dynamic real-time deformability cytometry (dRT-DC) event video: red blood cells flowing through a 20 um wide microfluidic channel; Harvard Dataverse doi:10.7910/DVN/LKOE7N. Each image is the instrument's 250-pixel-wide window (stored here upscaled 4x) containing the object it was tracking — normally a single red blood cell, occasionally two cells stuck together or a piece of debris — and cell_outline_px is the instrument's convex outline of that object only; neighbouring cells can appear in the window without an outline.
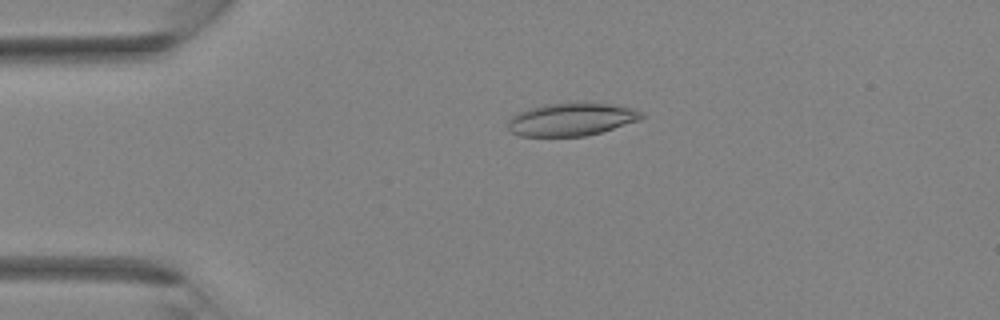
{"species": "Egyptian fruit bat (a non-hibernating species)", "species_latin": "Rousettus aegyptiacus", "temperature_condition": "room temperature", "stored_images_in_passage": 36, "camera_frame_rate_fps": 3000, "um_per_image_px": 0.085, "animal": {"sex": "female"}, "frame": {"image": 1, "passage_image": 8, "time_ms": 2.333, "image_size_px": [1000, 320], "cell_outline_px": [[644, 116], [640, 120], [600, 132], [584, 136], [520, 136], [508, 132], [508, 120], [512, 116], [520, 112], [544, 104], [588, 100], [596, 100], [632, 108], [640, 112]], "centroid_in_image_um": [48.58, 10.11], "position_along_channel_um": 36.4, "area_um2": 26.18}}
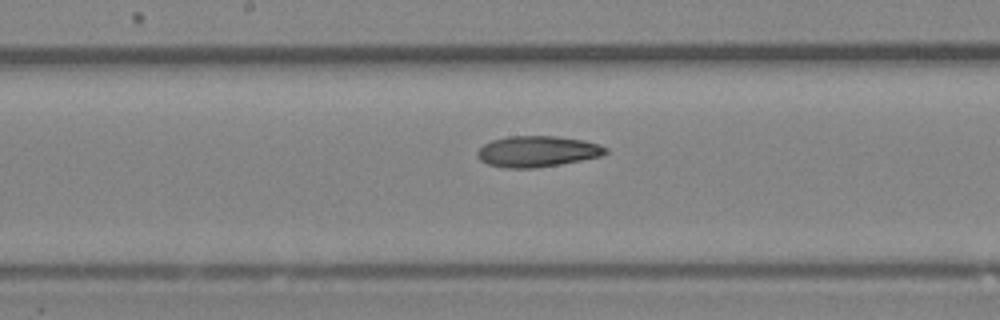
{"frame": {"image": 2, "passage_image": 19, "time_ms": 6.0, "image_size_px": [1000, 320], "cell_outline_px": [[608, 152], [600, 156], [560, 164], [532, 168], [504, 168], [488, 164], [480, 160], [476, 156], [476, 152], [484, 144], [492, 140], [508, 136], [556, 136], [584, 140], [600, 144], [608, 148]], "centroid_in_image_um": [45.66, 12.86], "position_along_channel_um": 202.5, "area_um2": 23.18}}
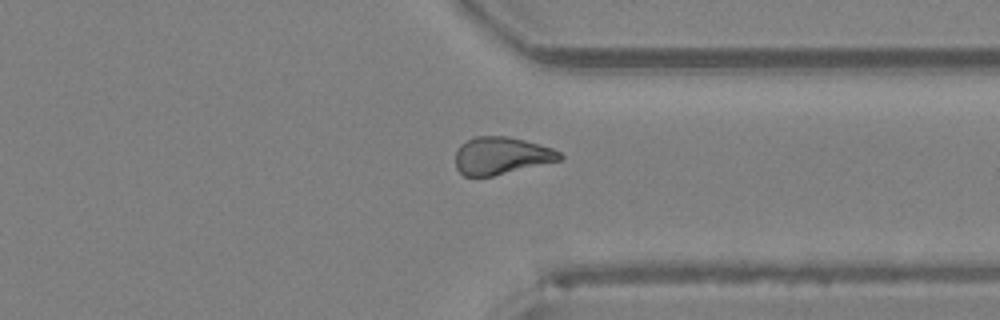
{"frame": {"image": 3, "passage_image": 28, "time_ms": 9.0, "image_size_px": [1000, 320], "cell_outline_px": [[564, 160], [492, 176], [464, 176], [456, 168], [456, 152], [460, 144], [476, 136], [508, 136], [524, 140], [552, 148], [560, 152], [564, 156]], "centroid_in_image_um": [42.64, 13.24], "position_along_channel_um": 368.8, "area_um2": 22.83}}